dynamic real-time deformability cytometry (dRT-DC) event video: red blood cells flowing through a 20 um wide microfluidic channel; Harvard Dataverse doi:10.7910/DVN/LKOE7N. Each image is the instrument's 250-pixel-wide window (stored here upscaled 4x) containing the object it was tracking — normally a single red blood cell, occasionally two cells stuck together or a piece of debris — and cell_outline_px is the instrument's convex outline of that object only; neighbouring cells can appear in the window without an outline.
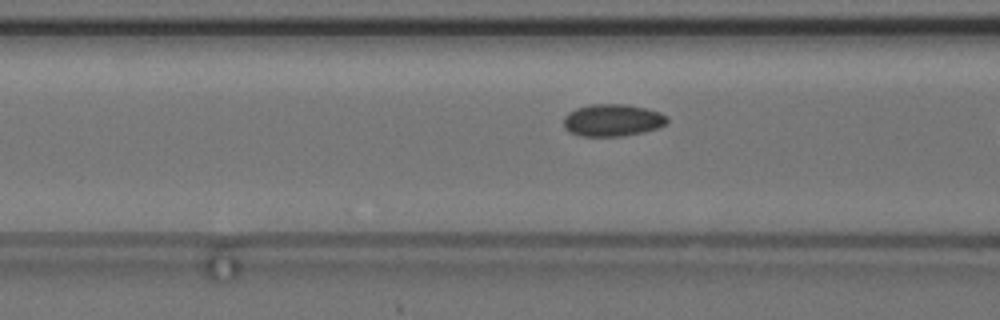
{"species": "common noctule bat (a hibernating species)", "species_latin": "Nyctalus noctula", "temperature_condition": "cold", "stored_images_in_passage": 11, "camera_frame_rate_fps": 3000, "um_per_image_px": 0.085, "animal": {"sex": "female", "body_mass_g": 24.6, "forearm_length_mm": 56.2}, "frame": {"image": 1, "passage_image": 10, "time_ms": 3.0, "image_size_px": [1000, 320], "cell_outline_px": [[668, 120], [660, 128], [644, 132], [624, 136], [580, 136], [568, 132], [564, 128], [564, 116], [568, 112], [576, 108], [592, 104], [628, 104], [660, 112], [668, 116]], "centroid_in_image_um": [52.06, 10.22], "position_along_channel_um": 114.5, "area_um2": 19.65}}